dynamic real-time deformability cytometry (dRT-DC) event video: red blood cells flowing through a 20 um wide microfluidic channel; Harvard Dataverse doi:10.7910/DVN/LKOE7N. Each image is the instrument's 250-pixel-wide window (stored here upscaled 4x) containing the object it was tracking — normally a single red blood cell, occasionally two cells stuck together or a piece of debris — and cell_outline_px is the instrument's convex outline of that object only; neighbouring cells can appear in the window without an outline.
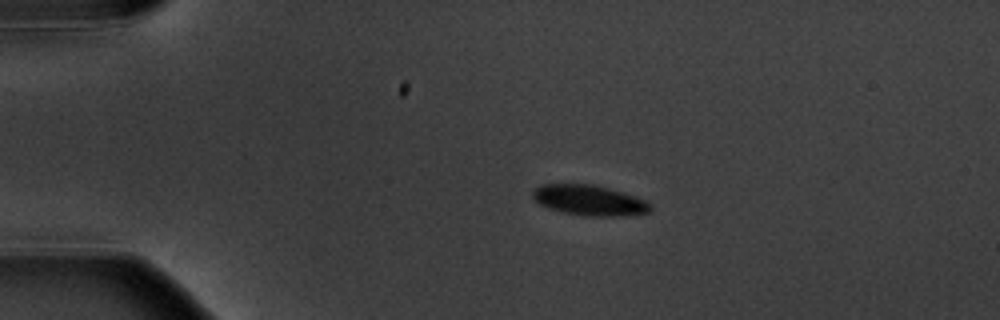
{"species": "common noctule bat (a hibernating species)", "species_latin": "Nyctalus noctula", "temperature_condition": "warm", "stored_images_in_passage": 3, "camera_frame_rate_fps": 3000, "um_per_image_px": 0.085, "animal": {"sex": "male", "body_mass_g": 20.1, "forearm_length_mm": 53.5}, "frame": {"image": 1, "passage_image": 1, "time_ms": 0.0, "image_size_px": [1000, 320], "cell_outline_px": [[652, 208], [648, 212], [624, 216], [584, 216], [564, 212], [540, 204], [532, 196], [532, 188], [540, 184], [592, 184], [608, 188], [636, 196], [652, 204]], "centroid_in_image_um": [50.09, 17.01], "position_along_channel_um": 34.9, "area_um2": 20.81}}
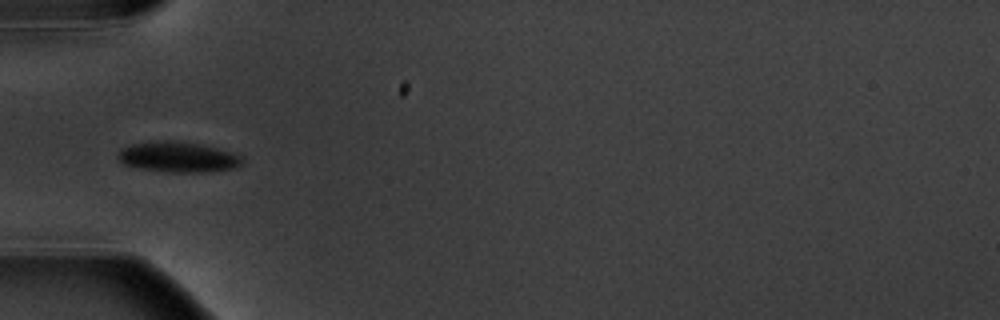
{"frame": {"image": 2, "passage_image": 3, "time_ms": 2.333, "image_size_px": [1000, 320], "cell_outline_px": [[240, 164], [232, 168], [200, 172], [168, 172], [140, 168], [124, 164], [116, 156], [120, 148], [132, 144], [200, 144], [232, 152], [240, 156]], "centroid_in_image_um": [15.1, 13.4], "position_along_channel_um": 69.9, "area_um2": 20.58}}